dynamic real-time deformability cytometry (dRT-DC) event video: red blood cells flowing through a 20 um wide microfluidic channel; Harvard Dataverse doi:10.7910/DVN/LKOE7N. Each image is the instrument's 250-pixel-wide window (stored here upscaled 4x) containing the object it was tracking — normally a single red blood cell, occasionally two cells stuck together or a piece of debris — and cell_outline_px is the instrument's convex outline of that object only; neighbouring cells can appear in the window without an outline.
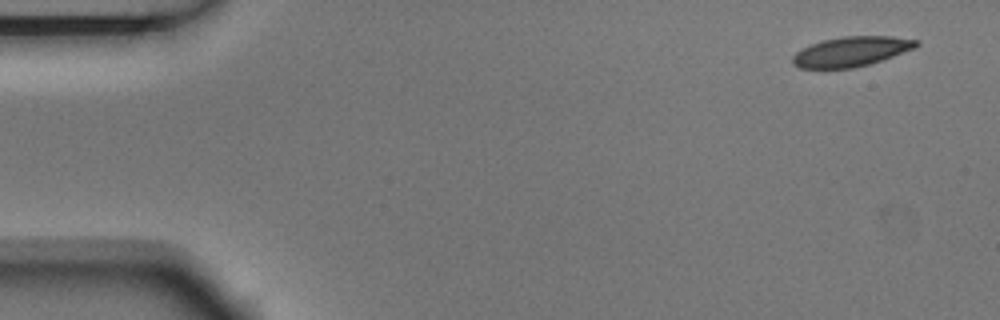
{"species": "Egyptian fruit bat (a non-hibernating species)", "species_latin": "Rousettus aegyptiacus", "temperature_condition": "room temperature", "stored_images_in_passage": 5, "camera_frame_rate_fps": 3000, "um_per_image_px": 0.085, "animal": {"sex": "male"}, "frame": {"image": 1, "passage_image": 1, "time_ms": 0.0, "image_size_px": [1000, 320], "cell_outline_px": [[920, 44], [912, 48], [892, 56], [868, 64], [852, 68], [800, 68], [792, 64], [792, 56], [796, 52], [812, 44], [824, 40], [844, 36], [892, 36], [920, 40]], "centroid_in_image_um": [72.34, 4.37], "position_along_channel_um": 12.7, "area_um2": 21.15}}
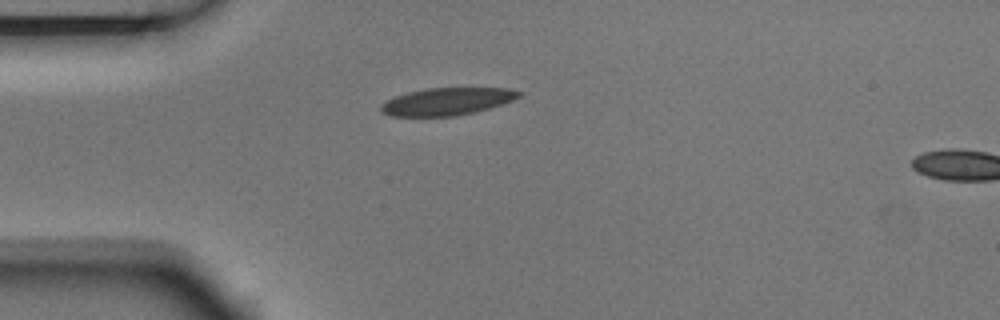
{"frame": {"image": 2, "passage_image": 4, "time_ms": 1.0, "image_size_px": [1000, 320], "cell_outline_px": [[520, 96], [512, 100], [488, 108], [472, 112], [452, 116], [388, 116], [380, 108], [380, 104], [396, 96], [408, 92], [428, 88], [508, 88], [520, 92]], "centroid_in_image_um": [37.96, 8.62], "position_along_channel_um": 47.0, "area_um2": 21.62}}